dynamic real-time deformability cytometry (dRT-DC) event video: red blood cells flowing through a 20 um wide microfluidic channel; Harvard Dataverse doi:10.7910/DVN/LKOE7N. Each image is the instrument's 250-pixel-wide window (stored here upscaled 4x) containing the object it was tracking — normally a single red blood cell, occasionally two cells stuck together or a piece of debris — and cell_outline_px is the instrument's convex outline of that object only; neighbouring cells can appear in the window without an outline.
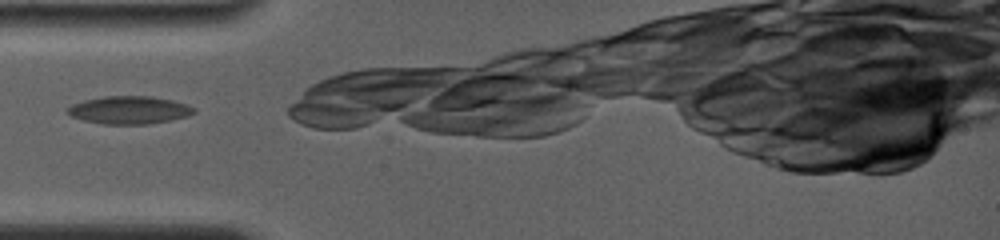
{"species": "common noctule bat (a hibernating species)", "species_latin": "Nyctalus noctula", "temperature_condition": "room temperature", "stored_images_in_passage": 4, "camera_frame_rate_fps": 4000, "um_per_image_px": 0.085, "animal": {"sex": "female", "body_mass_g": 19.0, "forearm_length_mm": 56.7}, "frame": {"image": 1, "passage_image": 1, "time_ms": 0.0, "image_size_px": [1000, 240], "cell_outline_px": [[196, 112], [188, 116], [172, 120], [148, 124], [100, 124], [84, 120], [72, 116], [64, 112], [64, 108], [72, 104], [84, 100], [104, 96], [152, 96], [172, 100], [196, 108]], "centroid_in_image_um": [10.95, 9.35], "position_along_channel_um": 74.0, "area_um2": 20.69}}
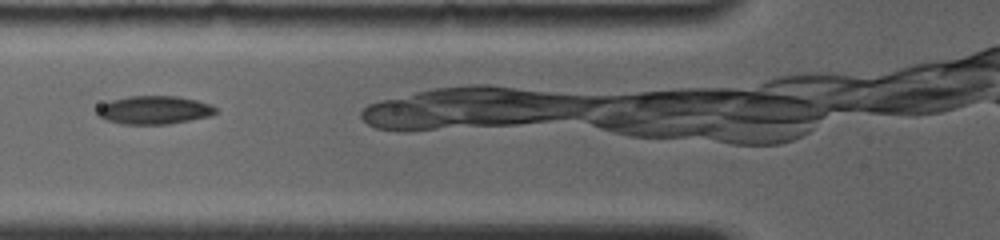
{"frame": {"image": 2, "passage_image": 2, "time_ms": 1.0, "image_size_px": [1000, 240], "cell_outline_px": [[216, 112], [212, 116], [168, 124], [120, 124], [104, 120], [96, 116], [96, 108], [100, 104], [112, 100], [128, 96], [176, 96], [196, 100], [208, 104], [216, 108]], "centroid_in_image_um": [13.03, 9.36], "position_along_channel_um": 112.8, "area_um2": 19.71}}
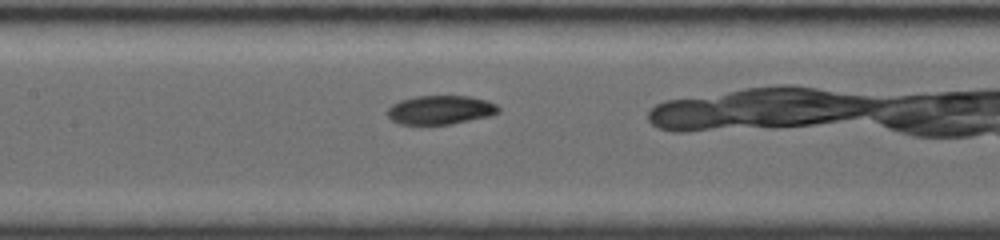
{"frame": {"image": 3, "passage_image": 4, "time_ms": 2.5, "image_size_px": [1000, 240], "cell_outline_px": [[500, 112], [488, 116], [448, 124], [400, 124], [392, 120], [388, 116], [388, 108], [392, 104], [400, 100], [416, 96], [468, 96], [488, 100], [496, 104], [500, 108]], "centroid_in_image_um": [37.44, 9.33], "position_along_channel_um": 170.0, "area_um2": 18.55}}